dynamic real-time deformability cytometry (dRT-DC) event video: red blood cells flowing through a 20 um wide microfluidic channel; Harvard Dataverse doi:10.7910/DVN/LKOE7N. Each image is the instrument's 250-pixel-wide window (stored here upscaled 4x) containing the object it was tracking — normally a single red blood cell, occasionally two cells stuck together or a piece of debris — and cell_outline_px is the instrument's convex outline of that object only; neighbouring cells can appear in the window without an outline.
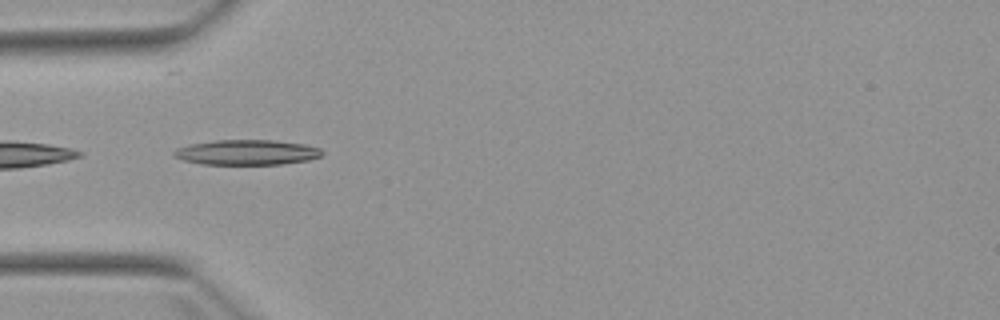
{"species": "Egyptian fruit bat (a non-hibernating species)", "species_latin": "Rousettus aegyptiacus", "temperature_condition": "warm", "stored_images_in_passage": 2, "camera_frame_rate_fps": 3000, "um_per_image_px": 0.085, "animal": {"sex": "female"}, "frame": {"image": 1, "passage_image": 1, "time_ms": 0.0, "image_size_px": [1000, 320], "cell_outline_px": [[324, 152], [320, 156], [308, 160], [280, 164], [204, 164], [184, 160], [172, 156], [172, 152], [176, 148], [188, 144], [216, 140], [272, 140], [304, 144], [320, 148]], "centroid_in_image_um": [20.95, 12.94], "position_along_channel_um": 64.1, "area_um2": 21.68}}
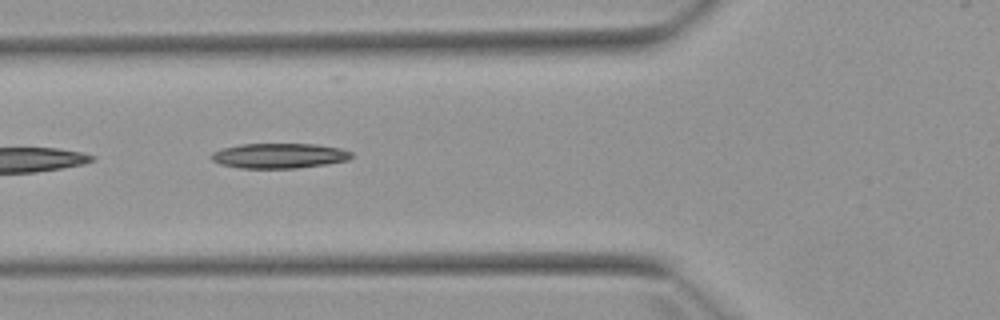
{"frame": {"image": 2, "passage_image": 2, "time_ms": 1.0, "image_size_px": [1000, 320], "cell_outline_px": [[352, 156], [348, 160], [328, 164], [296, 168], [240, 168], [220, 164], [212, 160], [212, 152], [224, 148], [240, 144], [316, 144], [340, 148], [352, 152]], "centroid_in_image_um": [23.75, 13.24], "position_along_channel_um": 102.0, "area_um2": 20.4}}